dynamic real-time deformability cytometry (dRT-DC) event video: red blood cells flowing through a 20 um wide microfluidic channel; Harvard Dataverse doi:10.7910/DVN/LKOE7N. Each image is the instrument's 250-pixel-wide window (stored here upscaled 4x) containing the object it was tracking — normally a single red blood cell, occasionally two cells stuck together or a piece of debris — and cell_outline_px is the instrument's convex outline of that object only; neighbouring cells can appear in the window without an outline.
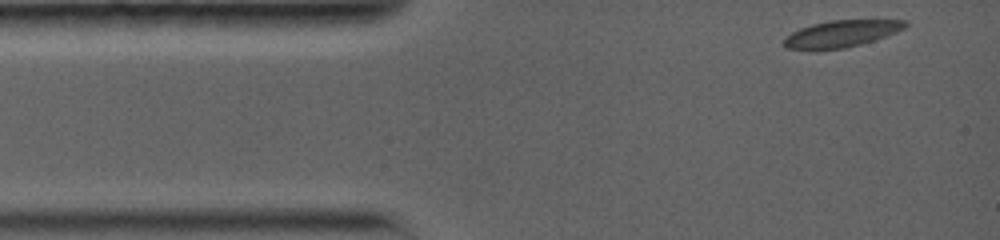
{"species": "common noctule bat (a hibernating species)", "species_latin": "Nyctalus noctula", "temperature_condition": "warm", "stored_images_in_passage": 43, "camera_frame_rate_fps": 5000, "um_per_image_px": 0.085, "animal": {"sex": "female", "body_mass_g": 19.0, "forearm_length_mm": 56.7}, "frame": {"image": 1, "passage_image": 1, "time_ms": 0.0, "image_size_px": [1000, 240], "cell_outline_px": [[908, 24], [904, 28], [896, 32], [860, 44], [844, 48], [816, 52], [812, 52], [784, 48], [784, 36], [800, 28], [812, 24], [832, 20], [908, 20]], "centroid_in_image_um": [71.41, 2.9], "position_along_channel_um": 13.6, "area_um2": 19.31}}
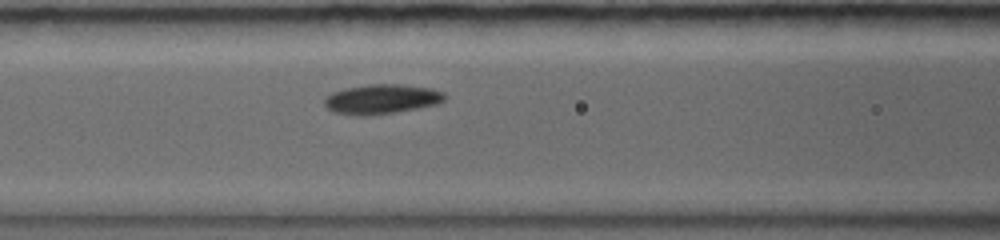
{"frame": {"image": 2, "passage_image": 19, "time_ms": 4.6, "image_size_px": [1000, 240], "cell_outline_px": [[444, 100], [436, 104], [396, 112], [368, 116], [360, 116], [332, 112], [324, 104], [324, 100], [332, 92], [344, 88], [368, 84], [400, 84], [432, 88], [444, 92]], "centroid_in_image_um": [32.41, 8.42], "position_along_channel_um": 134.2, "area_um2": 20.81}}
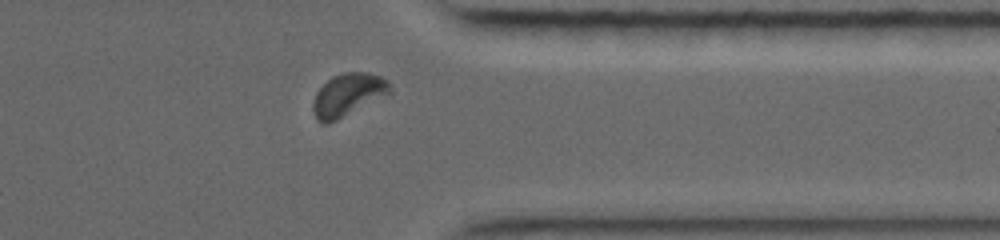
{"frame": {"image": 3, "passage_image": 38, "time_ms": 11.2, "image_size_px": [1000, 240], "cell_outline_px": [[392, 92], [388, 96], [328, 124], [324, 124], [316, 120], [312, 108], [312, 104], [316, 92], [332, 76], [344, 72], [368, 72], [380, 76], [388, 80], [392, 84]], "centroid_in_image_um": [29.62, 8.07], "position_along_channel_um": 381.8, "area_um2": 19.59}, "authors_computed_cell_mechanics": {"area_um2": 19.3052, "velocity_mm_per_s": 3.7996, "shape_relaxation_time_tau1_ms": 4.3989, "shape_relaxation_time_tau2_ms": 1.9862, "deformation_change_tau1": 0.1079, "deformation_change_tau2": 0.0549}}